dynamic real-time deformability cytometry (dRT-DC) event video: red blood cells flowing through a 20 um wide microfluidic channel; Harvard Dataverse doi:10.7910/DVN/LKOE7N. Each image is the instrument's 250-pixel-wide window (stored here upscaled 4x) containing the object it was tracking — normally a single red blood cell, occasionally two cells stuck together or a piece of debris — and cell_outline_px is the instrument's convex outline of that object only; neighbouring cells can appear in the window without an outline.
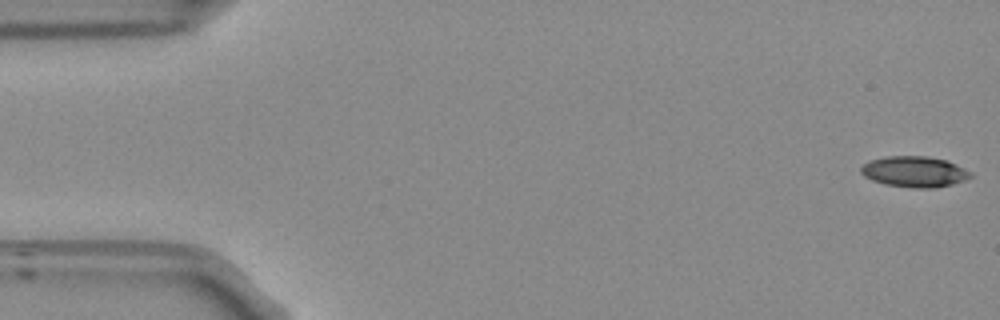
{"species": "Egyptian fruit bat (a non-hibernating species)", "species_latin": "Rousettus aegyptiacus", "temperature_condition": "room temperature", "stored_images_in_passage": 48, "camera_frame_rate_fps": 3000, "um_per_image_px": 0.085, "frame": {"image": 1, "passage_image": 1, "time_ms": 0.0, "image_size_px": [1000, 320], "cell_outline_px": [[972, 176], [964, 180], [952, 184], [936, 188], [912, 188], [884, 184], [872, 180], [864, 176], [860, 172], [860, 168], [868, 160], [888, 156], [924, 156], [944, 160], [964, 168], [972, 172]], "centroid_in_image_um": [77.69, 14.6], "position_along_channel_um": 7.3, "area_um2": 19.65}}
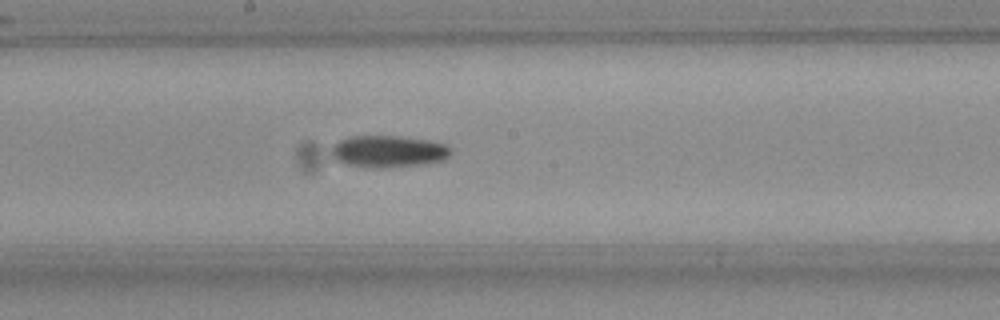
{"frame": {"image": 2, "passage_image": 28, "time_ms": 9.0, "image_size_px": [1000, 320], "cell_outline_px": [[452, 152], [444, 160], [420, 164], [356, 164], [336, 160], [332, 156], [332, 144], [348, 136], [400, 136], [428, 140], [444, 144], [452, 148]], "centroid_in_image_um": [33.05, 12.79], "position_along_channel_um": 215.1, "area_um2": 20.87}}
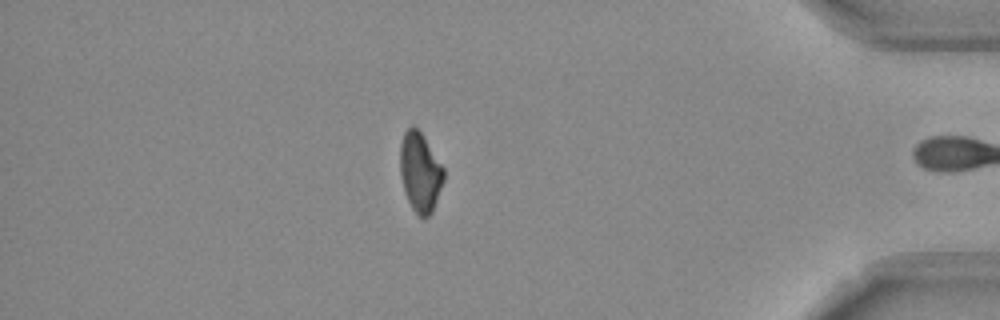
{"frame": {"image": 3, "passage_image": 46, "time_ms": 15.0, "image_size_px": [1000, 320], "cell_outline_px": [[444, 180], [432, 212], [428, 216], [420, 216], [412, 208], [404, 192], [400, 176], [400, 144], [404, 132], [412, 124], [420, 132], [444, 168]], "centroid_in_image_um": [35.69, 14.63], "position_along_channel_um": 399.5, "area_um2": 20.0}}